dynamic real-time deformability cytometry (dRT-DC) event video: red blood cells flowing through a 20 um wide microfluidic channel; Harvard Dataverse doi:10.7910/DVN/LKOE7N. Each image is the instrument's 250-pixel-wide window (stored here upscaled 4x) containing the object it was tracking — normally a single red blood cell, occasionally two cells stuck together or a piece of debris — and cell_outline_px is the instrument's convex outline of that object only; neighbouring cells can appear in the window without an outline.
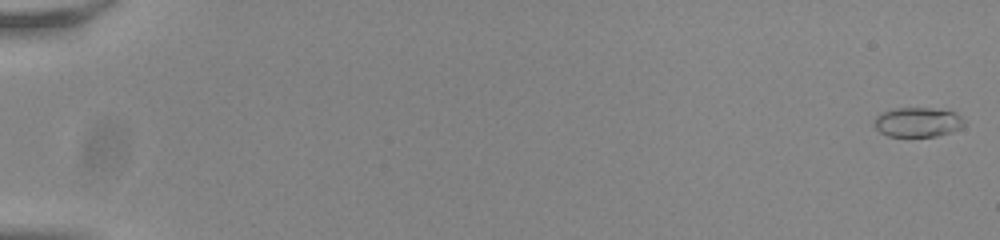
{"species": "common noctule bat (a hibernating species)", "species_latin": "Nyctalus noctula", "temperature_condition": "room temperature", "stored_images_in_passage": 56, "camera_frame_rate_fps": 3000, "um_per_image_px": 0.085, "animal": {"sex": "male", "body_mass_g": 20.0, "forearm_length_mm": 53.3}, "frame": {"image": 1, "passage_image": 1, "time_ms": 0.0, "image_size_px": [1000, 240], "cell_outline_px": [[964, 124], [960, 128], [952, 132], [936, 136], [888, 136], [880, 132], [876, 128], [876, 116], [880, 112], [896, 108], [932, 108], [956, 112], [964, 120]], "centroid_in_image_um": [78.02, 10.38], "position_along_channel_um": 7.0, "area_um2": 15.43}}
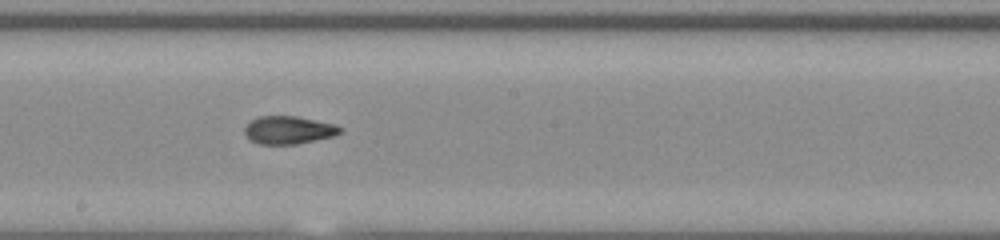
{"frame": {"image": 2, "passage_image": 33, "time_ms": 10.667, "image_size_px": [1000, 240], "cell_outline_px": [[344, 128], [340, 132], [332, 136], [296, 144], [260, 144], [252, 140], [244, 132], [244, 128], [252, 120], [260, 116], [296, 116], [336, 124]], "centroid_in_image_um": [24.55, 11.04], "position_along_channel_um": 223.6, "area_um2": 15.32}}
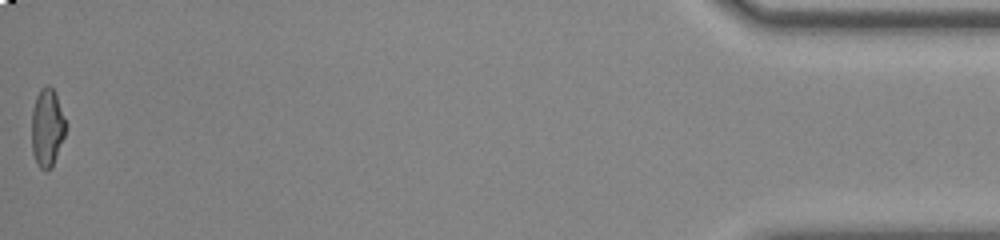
{"frame": {"image": 3, "passage_image": 56, "time_ms": 18.333, "image_size_px": [1000, 240], "cell_outline_px": [[68, 124], [64, 136], [52, 168], [40, 168], [32, 152], [32, 108], [36, 96], [40, 88], [48, 84], [56, 92]], "centroid_in_image_um": [4.03, 10.78], "position_along_channel_um": 431.2, "area_um2": 15.72}, "authors_computed_cell_mechanics": {"area_um2": 15.5771, "velocity_mm_per_s": 3.8197, "shape_relaxation_time_tau1_ms": null, "shape_relaxation_time_tau2_ms": 2.0726, "deformation_change_tau1": null, "deformation_change_tau2": 0.0874}}